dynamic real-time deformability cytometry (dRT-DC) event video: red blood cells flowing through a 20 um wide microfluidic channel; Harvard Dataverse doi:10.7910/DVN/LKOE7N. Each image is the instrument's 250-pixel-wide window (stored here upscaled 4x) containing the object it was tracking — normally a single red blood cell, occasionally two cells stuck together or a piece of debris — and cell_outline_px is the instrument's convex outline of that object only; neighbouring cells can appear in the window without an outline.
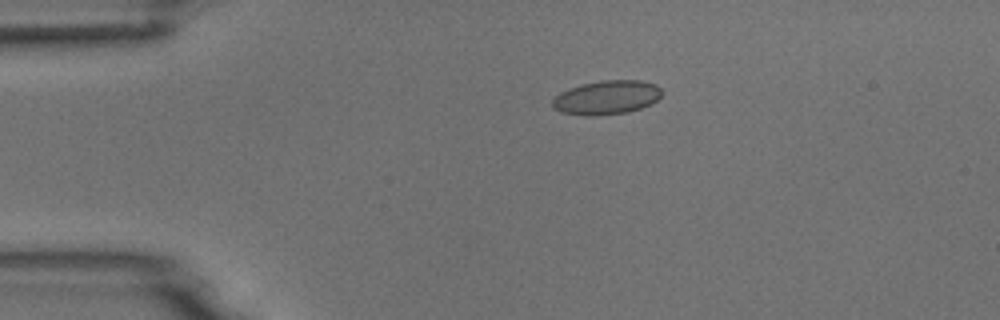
{"species": "common noctule bat (a hibernating species)", "species_latin": "Nyctalus noctula", "temperature_condition": "room temperature", "stored_images_in_passage": 7, "camera_frame_rate_fps": 3000, "um_per_image_px": 0.085, "animal": {"sex": "male", "body_mass_g": 18.8}, "frame": {"image": 1, "passage_image": 3, "time_ms": 2.667, "image_size_px": [1000, 320], "cell_outline_px": [[664, 92], [652, 104], [628, 112], [592, 116], [584, 116], [560, 112], [552, 108], [552, 100], [560, 92], [568, 88], [580, 84], [604, 80], [640, 80], [656, 84]], "centroid_in_image_um": [51.55, 8.28], "position_along_channel_um": 33.5, "area_um2": 21.91}}
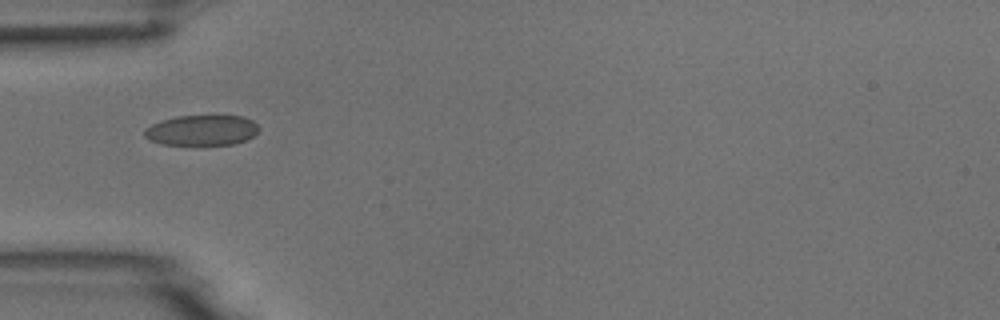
{"frame": {"image": 2, "passage_image": 5, "time_ms": 4.667, "image_size_px": [1000, 320], "cell_outline_px": [[260, 128], [252, 136], [244, 140], [232, 144], [196, 148], [160, 144], [144, 136], [144, 128], [160, 120], [176, 116], [244, 116], [252, 120]], "centroid_in_image_um": [17.1, 11.12], "position_along_channel_um": 67.9, "area_um2": 21.1}}